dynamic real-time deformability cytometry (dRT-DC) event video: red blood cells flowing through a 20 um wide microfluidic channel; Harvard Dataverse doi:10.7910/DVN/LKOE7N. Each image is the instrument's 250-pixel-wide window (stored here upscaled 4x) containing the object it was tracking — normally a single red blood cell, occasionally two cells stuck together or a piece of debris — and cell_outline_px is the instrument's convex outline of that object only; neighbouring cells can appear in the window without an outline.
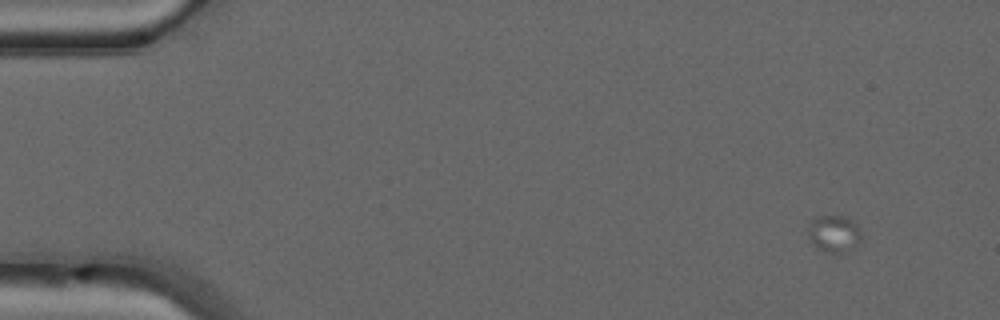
{"species": "common noctule bat (a hibernating species)", "species_latin": "Nyctalus noctula", "temperature_condition": "warm", "stored_images_in_passage": 18, "camera_frame_rate_fps": 3000, "um_per_image_px": 0.085, "animal": {"sex": "male", "forearm_length_mm": 52.5}, "frame": {"image": 1, "passage_image": 1, "time_ms": 0.0, "image_size_px": [1000, 320], "cell_outline_px": [[860, 244], [844, 252], [832, 256], [816, 248], [808, 240], [808, 236], [812, 220], [820, 216], [844, 216], [856, 224], [860, 232]], "centroid_in_image_um": [70.88, 19.93], "position_along_channel_um": 14.1, "area_um2": 11.62}}